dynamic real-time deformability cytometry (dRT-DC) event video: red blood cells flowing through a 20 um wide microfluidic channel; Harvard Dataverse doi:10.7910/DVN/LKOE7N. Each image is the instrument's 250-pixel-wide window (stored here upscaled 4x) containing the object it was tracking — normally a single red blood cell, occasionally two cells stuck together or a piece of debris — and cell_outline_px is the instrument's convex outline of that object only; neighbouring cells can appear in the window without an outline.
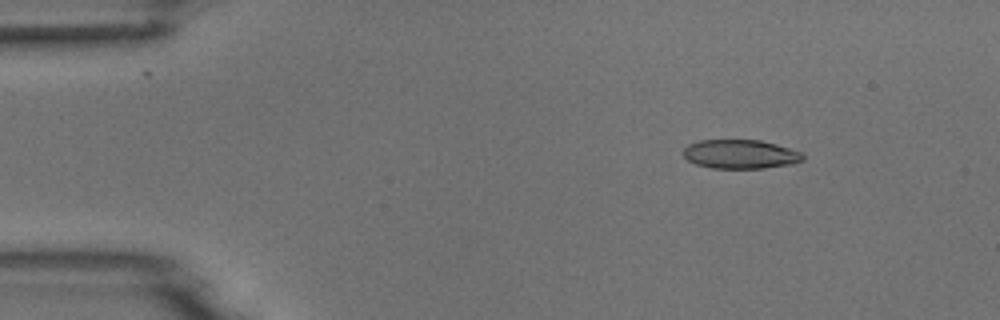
{"species": "common noctule bat (a hibernating species)", "species_latin": "Nyctalus noctula", "temperature_condition": "room temperature", "stored_images_in_passage": 6, "camera_frame_rate_fps": 3000, "um_per_image_px": 0.085, "animal": {"sex": "male", "body_mass_g": 18.8}, "frame": {"image": 1, "passage_image": 2, "time_ms": 1.0, "image_size_px": [1000, 320], "cell_outline_px": [[804, 160], [792, 164], [764, 168], [712, 168], [696, 164], [688, 160], [680, 152], [688, 144], [700, 140], [760, 140], [776, 144], [804, 152]], "centroid_in_image_um": [62.94, 13.1], "position_along_channel_um": 22.1, "area_um2": 20.4}}
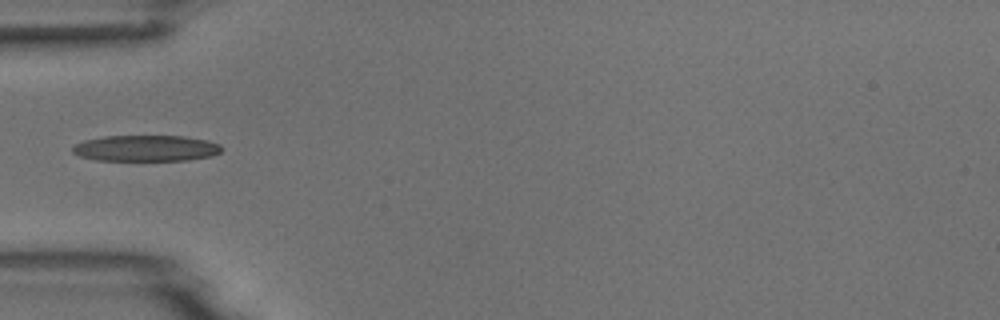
{"frame": {"image": 2, "passage_image": 4, "time_ms": 4.333, "image_size_px": [1000, 320], "cell_outline_px": [[224, 148], [220, 152], [212, 156], [188, 160], [96, 160], [80, 156], [72, 152], [72, 148], [76, 144], [84, 140], [104, 136], [184, 136], [208, 140], [220, 144]], "centroid_in_image_um": [12.44, 12.6], "position_along_channel_um": 72.6, "area_um2": 22.72}}